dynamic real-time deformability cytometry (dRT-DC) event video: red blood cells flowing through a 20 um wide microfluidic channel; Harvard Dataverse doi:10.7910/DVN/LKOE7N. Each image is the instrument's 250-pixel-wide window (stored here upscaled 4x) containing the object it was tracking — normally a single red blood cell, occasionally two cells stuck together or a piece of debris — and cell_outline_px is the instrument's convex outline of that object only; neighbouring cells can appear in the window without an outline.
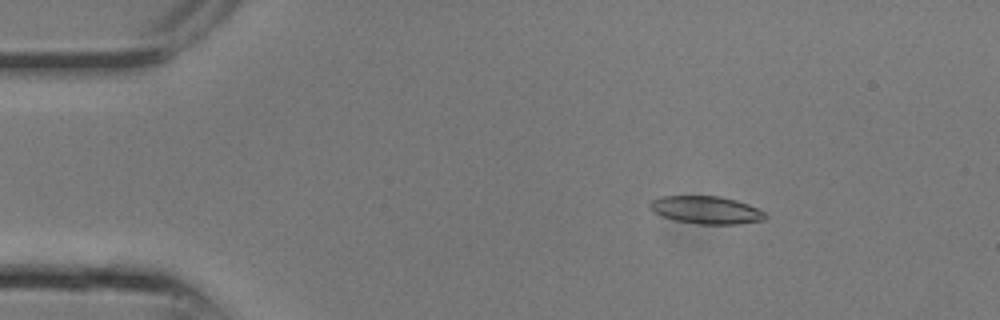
{"species": "common noctule bat (a hibernating species)", "species_latin": "Nyctalus noctula", "temperature_condition": "room temperature", "stored_images_in_passage": 9, "camera_frame_rate_fps": 3000, "um_per_image_px": 0.085, "animal": {"sex": "male", "body_mass_g": 13.3}, "frame": {"image": 1, "passage_image": 4, "time_ms": 1.0, "image_size_px": [1000, 320], "cell_outline_px": [[768, 216], [764, 220], [736, 224], [700, 224], [676, 220], [652, 212], [648, 204], [652, 200], [660, 196], [720, 196], [736, 200], [748, 204], [764, 212]], "centroid_in_image_um": [60.02, 17.84], "position_along_channel_um": 25.0, "area_um2": 18.55}}
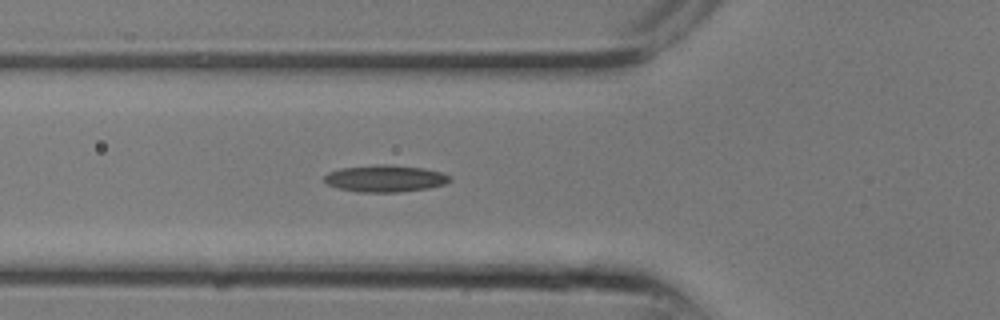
{"frame": {"image": 2, "passage_image": 9, "time_ms": 2.667, "image_size_px": [1000, 320], "cell_outline_px": [[452, 180], [444, 184], [428, 188], [396, 192], [360, 192], [340, 188], [328, 184], [324, 180], [324, 176], [328, 172], [340, 168], [376, 164], [392, 164], [424, 168], [440, 172], [448, 176]], "centroid_in_image_um": [32.72, 15.15], "position_along_channel_um": 93.1, "area_um2": 19.59}}